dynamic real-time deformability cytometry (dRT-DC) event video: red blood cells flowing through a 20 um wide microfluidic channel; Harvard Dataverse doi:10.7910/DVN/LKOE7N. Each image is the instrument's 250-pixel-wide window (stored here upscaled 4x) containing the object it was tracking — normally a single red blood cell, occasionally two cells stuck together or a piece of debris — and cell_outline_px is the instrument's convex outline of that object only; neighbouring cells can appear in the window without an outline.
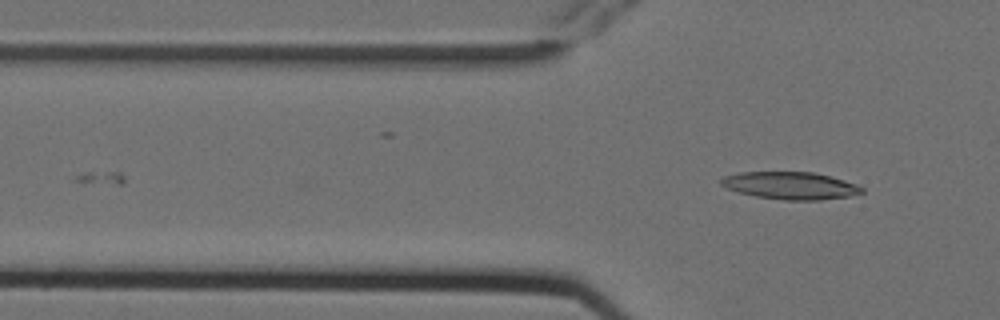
{"species": "Egyptian fruit bat (a non-hibernating species)", "species_latin": "Rousettus aegyptiacus", "temperature_condition": "cold", "stored_images_in_passage": 2, "camera_frame_rate_fps": 3000, "um_per_image_px": 0.085, "animal": {"sex": "female"}, "frame": {"image": 1, "passage_image": 2, "time_ms": 0.333, "image_size_px": [1000, 320], "cell_outline_px": [[864, 192], [848, 196], [820, 200], [784, 200], [756, 196], [740, 192], [728, 188], [720, 184], [720, 180], [724, 176], [740, 172], [812, 172], [844, 180], [856, 184], [864, 188]], "centroid_in_image_um": [67.19, 15.77], "position_along_channel_um": 58.6, "area_um2": 22.25}}